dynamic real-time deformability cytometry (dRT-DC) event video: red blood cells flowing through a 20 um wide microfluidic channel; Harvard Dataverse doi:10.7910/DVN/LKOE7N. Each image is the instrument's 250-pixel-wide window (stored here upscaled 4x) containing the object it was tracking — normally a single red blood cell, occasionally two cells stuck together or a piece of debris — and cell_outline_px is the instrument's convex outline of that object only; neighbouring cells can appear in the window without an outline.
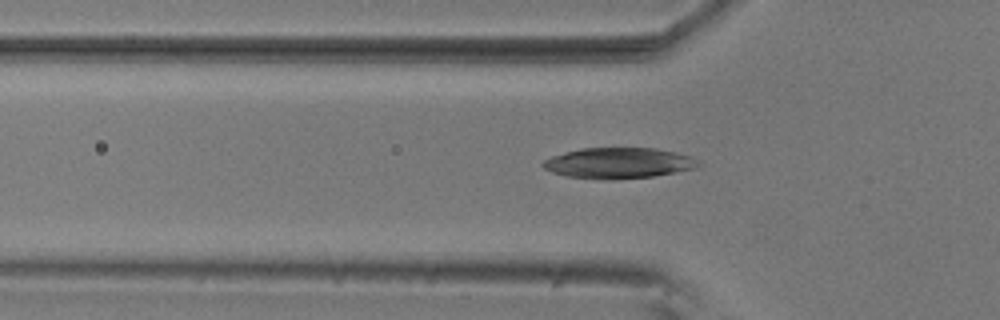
{"species": "common noctule bat (a hibernating species)", "species_latin": "Nyctalus noctula", "temperature_condition": "room temperature", "stored_images_in_passage": 52, "camera_frame_rate_fps": 3000, "um_per_image_px": 0.085, "animal": {"sex": "male", "body_mass_g": 20.5, "forearm_length_mm": 52.5}, "frame": {"image": 1, "passage_image": 17, "time_ms": 5.333, "image_size_px": [1000, 320], "cell_outline_px": [[700, 164], [696, 168], [676, 172], [652, 176], [608, 180], [568, 176], [552, 172], [544, 168], [540, 164], [544, 160], [552, 156], [564, 152], [580, 148], [656, 148], [676, 152], [692, 156], [700, 160]], "centroid_in_image_um": [52.6, 13.85], "position_along_channel_um": 73.2, "area_um2": 27.92}}
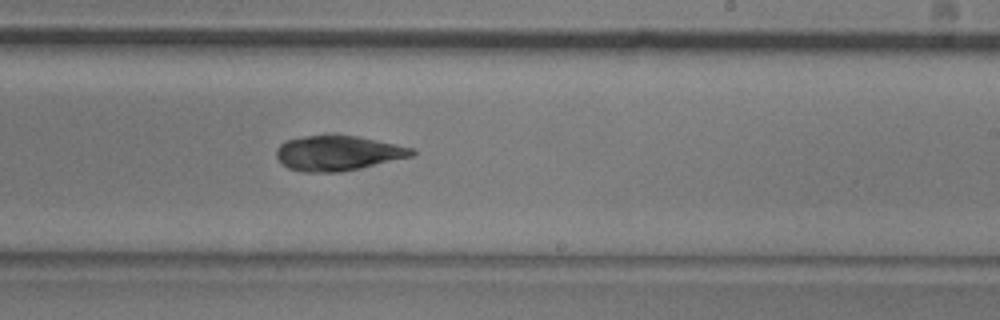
{"frame": {"image": 2, "passage_image": 32, "time_ms": 10.333, "image_size_px": [1000, 320], "cell_outline_px": [[416, 152], [412, 156], [360, 168], [340, 172], [304, 172], [288, 168], [276, 156], [276, 148], [284, 140], [304, 136], [328, 132], [332, 132], [356, 136], [416, 148]], "centroid_in_image_um": [28.7, 12.97], "position_along_channel_um": 260.3, "area_um2": 28.21}}
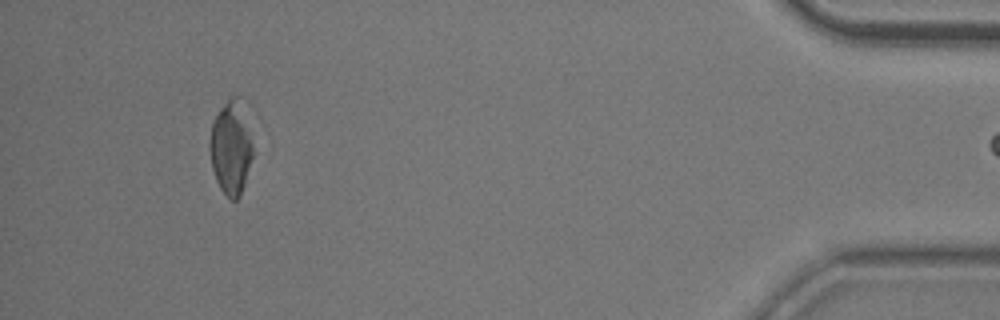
{"frame": {"image": 3, "passage_image": 50, "time_ms": 16.333, "image_size_px": [1000, 320], "cell_outline_px": [[252, 156], [244, 184], [240, 196], [236, 200], [232, 200], [220, 188], [216, 180], [212, 168], [208, 148], [208, 144], [212, 124], [220, 108], [228, 96], [240, 96], [248, 100], [252, 104]], "centroid_in_image_um": [19.7, 12.32], "position_along_channel_um": 415.5, "area_um2": 25.14}, "authors_computed_cell_mechanics": {"area_um2": 27.8018, "velocity_mm_per_s": 3.7181, "shape_relaxation_time_tau1_ms": 4.6386, "shape_relaxation_time_tau2_ms": 5.5827, "deformation_change_tau1": 0.1133, "deformation_change_tau2": 0.121}}